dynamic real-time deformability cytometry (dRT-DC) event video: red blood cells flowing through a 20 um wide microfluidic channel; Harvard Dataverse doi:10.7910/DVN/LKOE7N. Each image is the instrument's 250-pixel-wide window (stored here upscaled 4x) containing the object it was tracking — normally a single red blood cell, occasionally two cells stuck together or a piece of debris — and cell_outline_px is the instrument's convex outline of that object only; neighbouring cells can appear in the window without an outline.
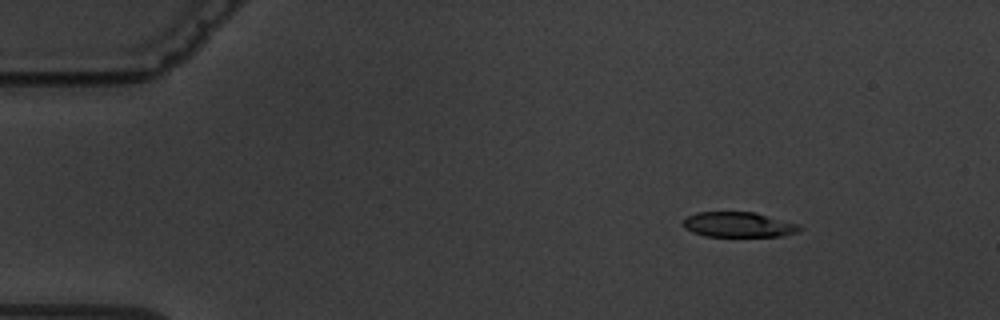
{"species": "common noctule bat (a hibernating species)", "species_latin": "Nyctalus noctula", "temperature_condition": "warm", "stored_images_in_passage": 4, "segment_of_instrument_passage": [2, 2], "camera_frame_rate_fps": 3000, "um_per_image_px": 0.085, "animal": {"sex": "male", "body_mass_g": 19.5, "forearm_length_mm": 54.6}, "frame": {"image": 1, "passage_image": 4, "time_ms": 6.0, "image_size_px": [1000, 320], "cell_outline_px": [[804, 228], [796, 232], [784, 236], [704, 236], [692, 232], [684, 228], [684, 220], [688, 216], [696, 212], [752, 212], [800, 224]], "centroid_in_image_um": [62.79, 19.1], "position_along_channel_um": 22.2, "area_um2": 16.99}}